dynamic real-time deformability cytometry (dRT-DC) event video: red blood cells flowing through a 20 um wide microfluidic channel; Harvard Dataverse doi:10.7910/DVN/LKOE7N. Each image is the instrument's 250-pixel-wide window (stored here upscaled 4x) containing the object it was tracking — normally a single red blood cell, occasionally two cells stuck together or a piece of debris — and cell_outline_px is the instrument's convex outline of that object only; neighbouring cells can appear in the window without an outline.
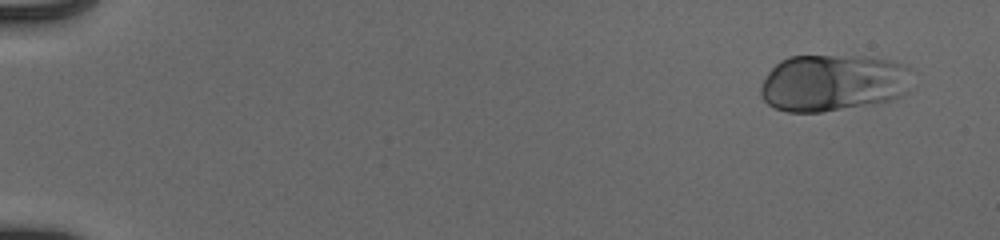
{"species": "human", "species_latin": "Homo sapiens", "temperature_condition": "cold", "stored_images_in_passage": 51, "camera_frame_rate_fps": 3000, "um_per_image_px": 0.085, "donor": {"sex": "male"}, "frame": {"image": 1, "passage_image": 1, "time_ms": 0.0, "image_size_px": [1000, 240], "cell_outline_px": [[912, 68], [908, 92], [900, 96], [888, 100], [820, 112], [788, 112], [776, 108], [768, 104], [760, 96], [760, 88], [768, 72], [780, 60], [788, 56], [868, 56], [888, 60]], "centroid_in_image_um": [70.79, 7.02], "position_along_channel_um": 14.2, "area_um2": 50.11}}
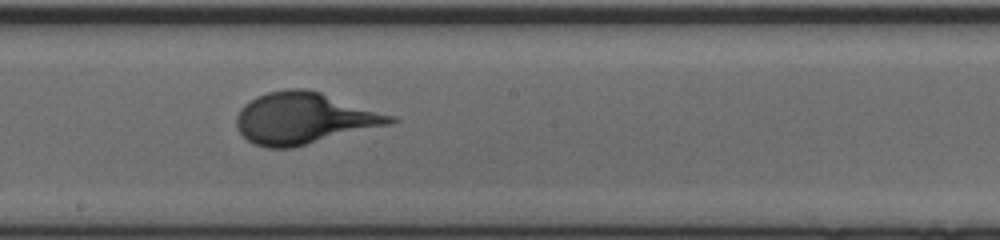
{"frame": {"image": 2, "passage_image": 29, "time_ms": 9.333, "image_size_px": [1000, 240], "cell_outline_px": [[400, 120], [392, 124], [292, 148], [268, 148], [252, 144], [236, 128], [236, 116], [240, 108], [244, 104], [256, 96], [268, 92], [288, 88], [304, 88], [320, 92], [396, 116]], "centroid_in_image_um": [25.85, 10.06], "position_along_channel_um": 222.4, "area_um2": 46.36}}
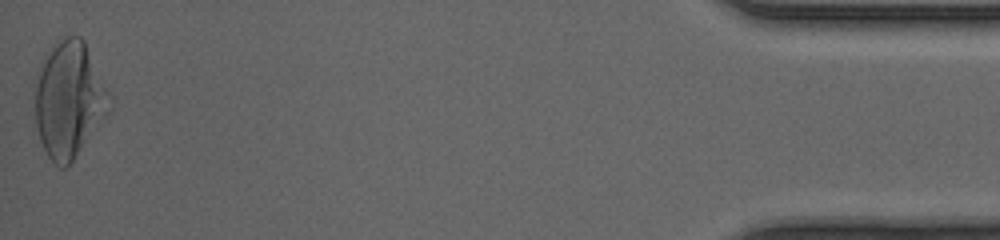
{"frame": {"image": 3, "passage_image": 51, "time_ms": 16.667, "image_size_px": [1000, 240], "cell_outline_px": [[112, 108], [72, 160], [64, 168], [60, 168], [48, 156], [40, 140], [36, 124], [32, 88], [32, 80], [36, 72], [52, 48], [64, 36], [80, 36], [84, 40], [112, 96]], "centroid_in_image_um": [5.85, 8.44], "position_along_channel_um": 429.3, "area_um2": 50.75}}